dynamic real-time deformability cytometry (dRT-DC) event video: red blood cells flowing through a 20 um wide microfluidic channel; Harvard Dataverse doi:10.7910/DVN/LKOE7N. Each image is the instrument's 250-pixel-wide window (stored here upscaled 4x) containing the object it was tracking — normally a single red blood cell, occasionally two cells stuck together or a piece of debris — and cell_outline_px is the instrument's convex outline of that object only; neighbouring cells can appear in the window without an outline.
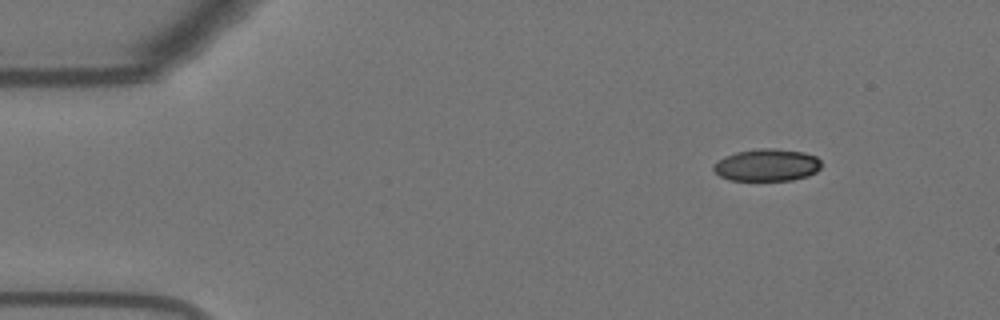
{"species": "Egyptian fruit bat (a non-hibernating species)", "species_latin": "Rousettus aegyptiacus", "temperature_condition": "warm", "stored_images_in_passage": 50, "camera_frame_rate_fps": 3000, "um_per_image_px": 0.085, "animal": {"sex": "female"}, "frame": {"image": 1, "passage_image": 1, "time_ms": 0.0, "image_size_px": [1000, 320], "cell_outline_px": [[820, 168], [816, 172], [808, 176], [792, 180], [728, 180], [720, 176], [712, 168], [712, 164], [724, 156], [736, 152], [760, 148], [776, 148], [804, 152], [816, 156], [820, 160]], "centroid_in_image_um": [65.18, 14.02], "position_along_channel_um": 19.8, "area_um2": 20.4}}
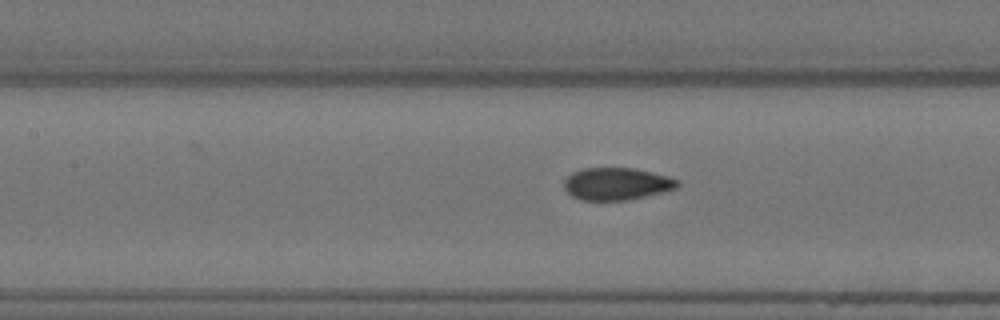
{"frame": {"image": 2, "passage_image": 19, "time_ms": 6.0, "image_size_px": [1000, 320], "cell_outline_px": [[680, 184], [676, 188], [628, 200], [580, 200], [572, 196], [564, 188], [564, 180], [572, 172], [584, 168], [632, 168], [652, 172], [668, 176], [680, 180]], "centroid_in_image_um": [52.4, 15.62], "position_along_channel_um": 155.0, "area_um2": 21.27}}
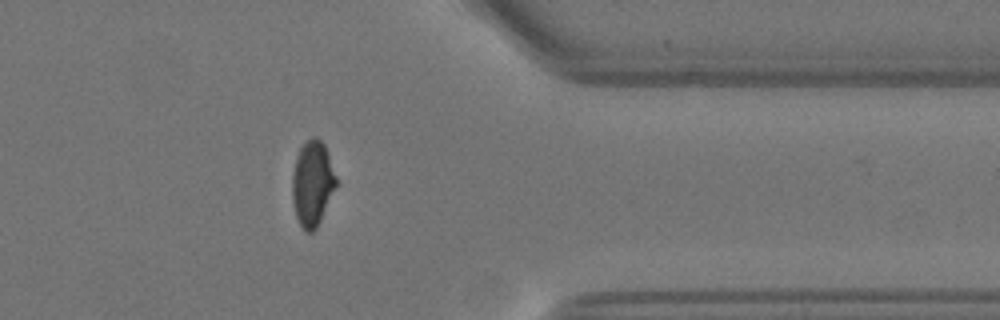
{"frame": {"image": 3, "passage_image": 39, "time_ms": 12.667, "image_size_px": [1000, 320], "cell_outline_px": [[336, 184], [320, 220], [316, 228], [312, 232], [304, 232], [296, 216], [292, 200], [292, 172], [300, 148], [312, 136], [316, 136], [324, 144], [336, 176]], "centroid_in_image_um": [26.53, 15.59], "position_along_channel_um": 384.9, "area_um2": 21.39}, "authors_computed_cell_mechanics": {"area_um2": 21.9062, "velocity_mm_per_s": 3.6741, "shape_relaxation_time_tau1_ms": null, "shape_relaxation_time_tau2_ms": 0.6173, "deformation_change_tau1": null, "deformation_change_tau2": 0.0347}}